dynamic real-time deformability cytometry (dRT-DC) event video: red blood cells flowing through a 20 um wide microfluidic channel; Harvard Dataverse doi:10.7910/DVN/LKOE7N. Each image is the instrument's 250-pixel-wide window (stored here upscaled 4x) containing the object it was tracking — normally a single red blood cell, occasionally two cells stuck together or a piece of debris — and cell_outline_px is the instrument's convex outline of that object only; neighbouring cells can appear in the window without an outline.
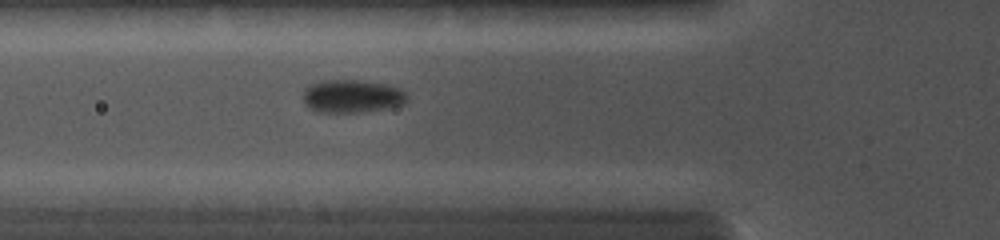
{"species": "common noctule bat (a hibernating species)", "species_latin": "Nyctalus noctula", "temperature_condition": "cold", "stored_images_in_passage": 26, "camera_frame_rate_fps": 5000, "um_per_image_px": 0.085, "animal": {"sex": "female", "body_mass_g": 19.0, "forearm_length_mm": 56.7}, "frame": {"image": 1, "passage_image": 7, "time_ms": 4.0, "image_size_px": [1000, 240], "cell_outline_px": [[408, 100], [404, 104], [388, 108], [364, 112], [316, 112], [308, 108], [304, 104], [304, 88], [308, 84], [320, 80], [360, 80], [388, 84], [400, 88], [408, 96]], "centroid_in_image_um": [29.91, 8.17], "position_along_channel_um": 95.9, "area_um2": 20.46}}
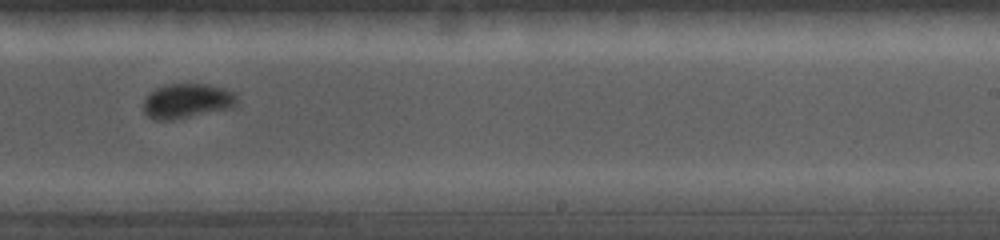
{"frame": {"image": 2, "passage_image": 14, "time_ms": 8.0, "image_size_px": [1000, 240], "cell_outline_px": [[236, 108], [172, 120], [152, 120], [144, 112], [144, 100], [156, 88], [168, 84], [208, 84], [224, 88], [232, 92], [236, 96]], "centroid_in_image_um": [15.93, 8.6], "position_along_channel_um": 273.1, "area_um2": 19.02}}
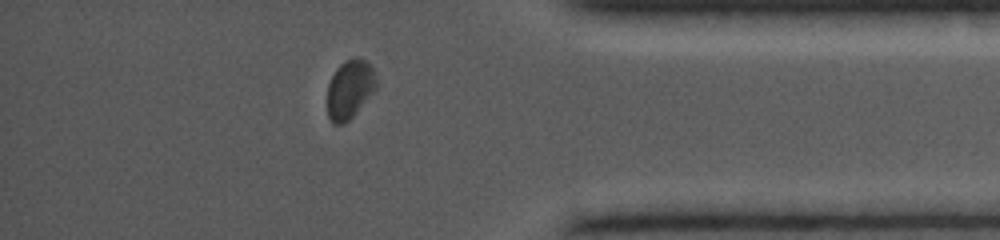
{"frame": {"image": 3, "passage_image": 19, "time_ms": 11.2, "image_size_px": [1000, 240], "cell_outline_px": [[376, 88], [352, 116], [344, 124], [332, 124], [328, 116], [328, 84], [336, 68], [344, 60], [356, 56], [364, 60], [372, 68], [376, 76]], "centroid_in_image_um": [29.71, 7.56], "position_along_channel_um": 405.5, "area_um2": 16.59}}